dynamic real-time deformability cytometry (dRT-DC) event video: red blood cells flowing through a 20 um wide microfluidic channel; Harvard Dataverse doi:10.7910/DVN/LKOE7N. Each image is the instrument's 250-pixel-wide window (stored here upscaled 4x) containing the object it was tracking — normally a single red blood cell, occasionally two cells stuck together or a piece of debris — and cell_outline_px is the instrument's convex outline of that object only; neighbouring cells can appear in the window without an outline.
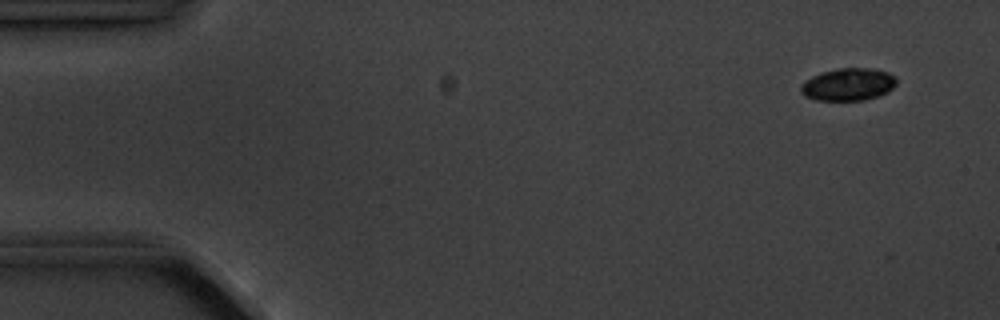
{"species": "common noctule bat (a hibernating species)", "species_latin": "Nyctalus noctula", "temperature_condition": "cold", "stored_images_in_passage": 9, "camera_frame_rate_fps": 3000, "um_per_image_px": 0.085, "animal": {"sex": "male", "body_mass_g": 20.1, "forearm_length_mm": 53.5}, "frame": {"image": 1, "passage_image": 1, "time_ms": 0.0, "image_size_px": [1000, 320], "cell_outline_px": [[896, 84], [888, 92], [880, 96], [864, 100], [816, 100], [804, 96], [800, 92], [800, 84], [812, 76], [820, 72], [840, 68], [872, 68], [888, 72], [896, 76]], "centroid_in_image_um": [72.1, 7.17], "position_along_channel_um": 12.9, "area_um2": 18.32}}
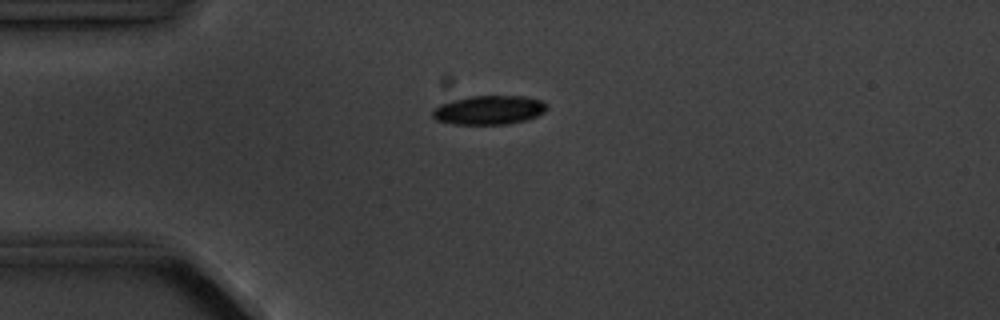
{"frame": {"image": 2, "passage_image": 4, "time_ms": 3.333, "image_size_px": [1000, 320], "cell_outline_px": [[548, 108], [544, 112], [536, 116], [524, 120], [508, 124], [452, 124], [436, 120], [432, 116], [432, 112], [440, 104], [452, 100], [472, 96], [524, 96], [544, 100], [548, 104]], "centroid_in_image_um": [41.6, 9.35], "position_along_channel_um": 43.4, "area_um2": 19.36}}
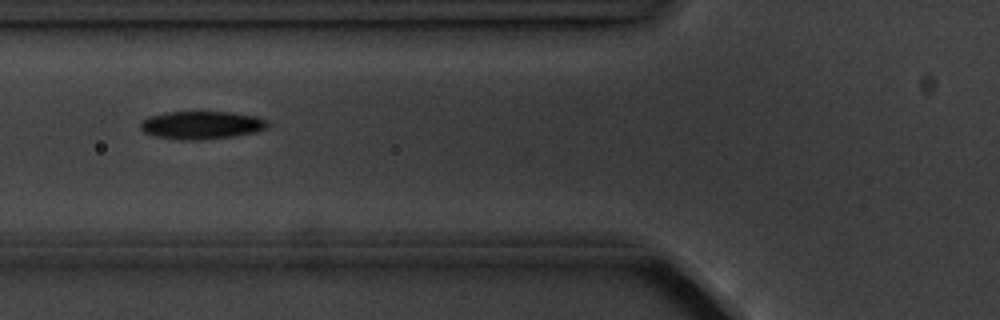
{"frame": {"image": 3, "passage_image": 6, "time_ms": 5.667, "image_size_px": [1000, 320], "cell_outline_px": [[272, 124], [268, 128], [256, 132], [232, 136], [156, 136], [144, 132], [140, 128], [140, 120], [148, 116], [164, 112], [236, 112], [256, 116]], "centroid_in_image_um": [17.18, 10.55], "position_along_channel_um": 108.6, "area_um2": 19.59}}